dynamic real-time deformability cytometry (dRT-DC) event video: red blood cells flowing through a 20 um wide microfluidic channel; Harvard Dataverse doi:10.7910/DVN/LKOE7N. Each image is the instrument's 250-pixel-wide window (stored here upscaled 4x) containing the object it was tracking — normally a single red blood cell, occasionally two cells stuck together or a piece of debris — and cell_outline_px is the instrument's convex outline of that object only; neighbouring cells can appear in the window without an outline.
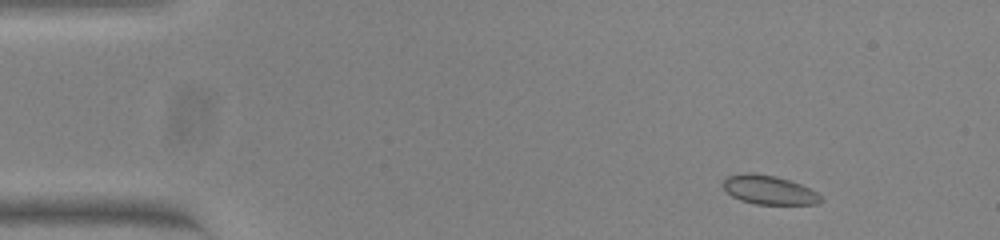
{"species": "common noctule bat (a hibernating species)", "species_latin": "Nyctalus noctula", "temperature_condition": "warm", "stored_images_in_passage": 52, "camera_frame_rate_fps": 3000, "um_per_image_px": 0.085, "animal": {"sex": "female", "body_mass_g": 23.0, "forearm_length_mm": 53.4}, "frame": {"image": 1, "passage_image": 4, "time_ms": 1.0, "image_size_px": [1000, 240], "cell_outline_px": [[824, 200], [816, 204], [756, 204], [740, 200], [732, 196], [724, 188], [724, 176], [744, 172], [752, 172], [776, 176], [800, 184], [816, 192]], "centroid_in_image_um": [65.33, 16.13], "position_along_channel_um": 19.7, "area_um2": 16.47}}
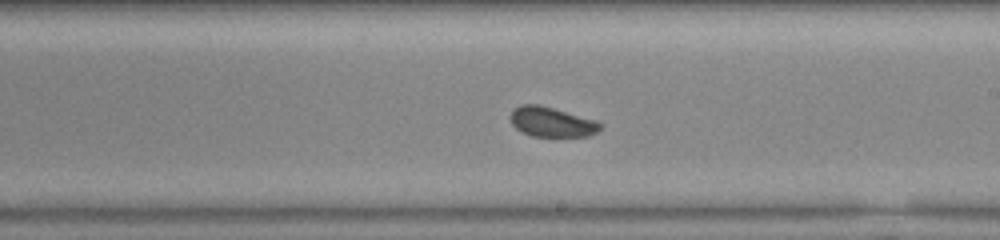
{"frame": {"image": 2, "passage_image": 29, "time_ms": 9.333, "image_size_px": [1000, 240], "cell_outline_px": [[604, 124], [596, 132], [588, 136], [532, 136], [516, 128], [512, 124], [512, 112], [520, 104], [540, 104], [596, 120]], "centroid_in_image_um": [46.93, 10.36], "position_along_channel_um": 242.1, "area_um2": 15.43}}
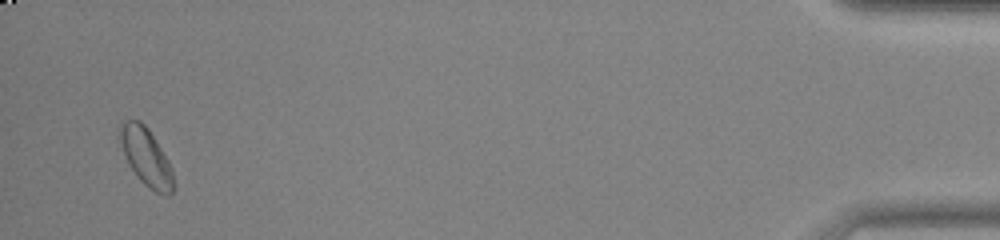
{"frame": {"image": 3, "passage_image": 50, "time_ms": 16.333, "image_size_px": [1000, 240], "cell_outline_px": [[172, 192], [168, 196], [156, 192], [148, 188], [140, 180], [128, 164], [120, 140], [120, 124], [124, 120], [140, 120], [148, 128], [168, 160], [172, 168]], "centroid_in_image_um": [12.41, 13.33], "position_along_channel_um": 422.8, "area_um2": 17.63}, "authors_computed_cell_mechanics": {"area_um2": 16.2996, "velocity_mm_per_s": 3.792, "shape_relaxation_time_tau1_ms": 5.4518, "shape_relaxation_time_tau2_ms": null, "deformation_change_tau1": 0.0921, "deformation_change_tau2": null}}